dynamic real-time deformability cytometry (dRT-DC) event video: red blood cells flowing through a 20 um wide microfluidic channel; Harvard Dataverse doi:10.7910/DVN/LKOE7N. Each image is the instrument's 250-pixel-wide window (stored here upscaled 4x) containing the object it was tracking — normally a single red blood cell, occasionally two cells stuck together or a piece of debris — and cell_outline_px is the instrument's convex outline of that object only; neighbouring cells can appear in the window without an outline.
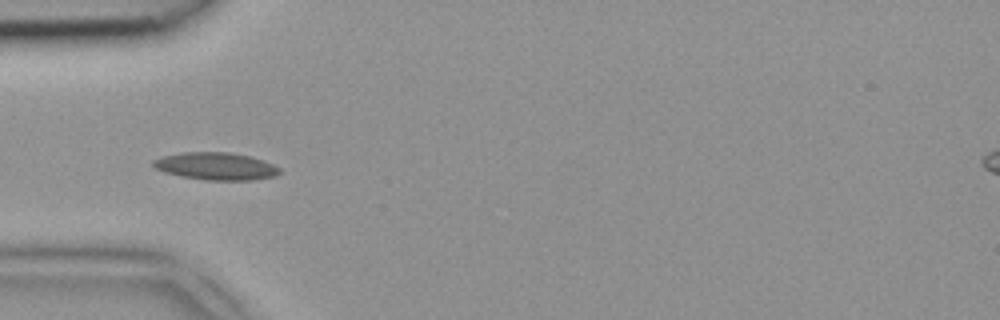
{"species": "common noctule bat (a hibernating species)", "species_latin": "Nyctalus noctula", "temperature_condition": "room temperature", "stored_images_in_passage": 5, "camera_frame_rate_fps": 3000, "um_per_image_px": 0.085, "animal": {"sex": "female", "body_mass_g": 18.4}, "frame": {"image": 1, "passage_image": 4, "time_ms": 1.0, "image_size_px": [1000, 320], "cell_outline_px": [[280, 172], [276, 176], [252, 180], [204, 180], [180, 176], [164, 172], [156, 168], [152, 164], [152, 160], [164, 156], [184, 152], [228, 152], [248, 156], [272, 164], [280, 168]], "centroid_in_image_um": [18.33, 14.13], "position_along_channel_um": 66.7, "area_um2": 20.06}}